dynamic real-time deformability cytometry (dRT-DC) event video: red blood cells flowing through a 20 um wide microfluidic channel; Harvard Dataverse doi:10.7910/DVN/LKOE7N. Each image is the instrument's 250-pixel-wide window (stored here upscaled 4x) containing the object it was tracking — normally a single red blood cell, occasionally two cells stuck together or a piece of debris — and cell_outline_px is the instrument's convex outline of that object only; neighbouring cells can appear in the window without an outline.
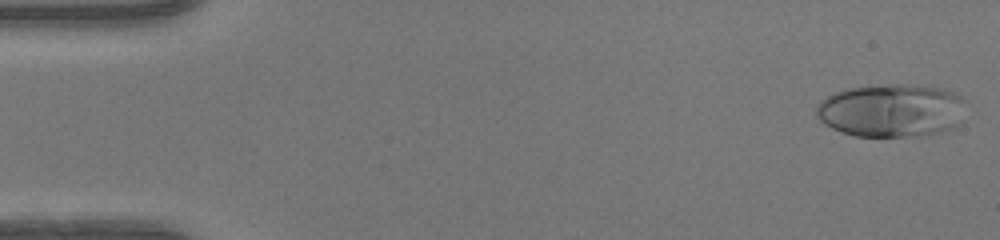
{"species": "human", "species_latin": "Homo sapiens", "temperature_condition": "warm", "stored_images_in_passage": 48, "camera_frame_rate_fps": 3000, "um_per_image_px": 0.085, "donor": {"sex": "female"}, "frame": {"image": 1, "passage_image": 1, "time_ms": 0.0, "image_size_px": [1000, 240], "cell_outline_px": [[968, 100], [960, 124], [956, 128], [924, 136], [856, 136], [840, 132], [824, 124], [816, 116], [816, 104], [820, 100], [836, 92], [848, 88], [896, 84], [900, 84], [944, 88]], "centroid_in_image_um": [75.82, 9.4], "position_along_channel_um": 9.2, "area_um2": 46.93}}
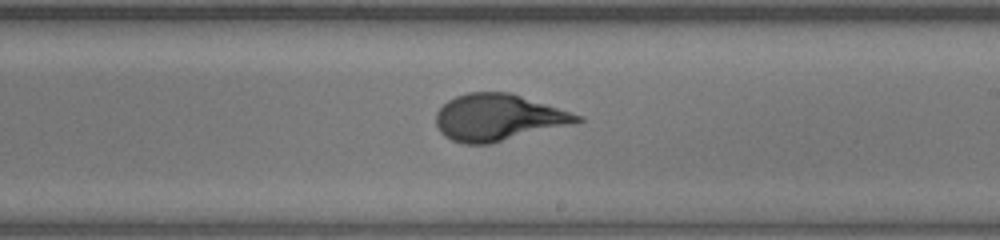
{"frame": {"image": 2, "passage_image": 28, "time_ms": 9.0, "image_size_px": [1000, 240], "cell_outline_px": [[584, 120], [576, 124], [492, 144], [464, 144], [452, 140], [444, 136], [440, 132], [436, 124], [436, 112], [448, 100], [456, 96], [468, 92], [512, 92], [584, 116]], "centroid_in_image_um": [42.4, 10.0], "position_along_channel_um": 246.6, "area_um2": 39.02}}
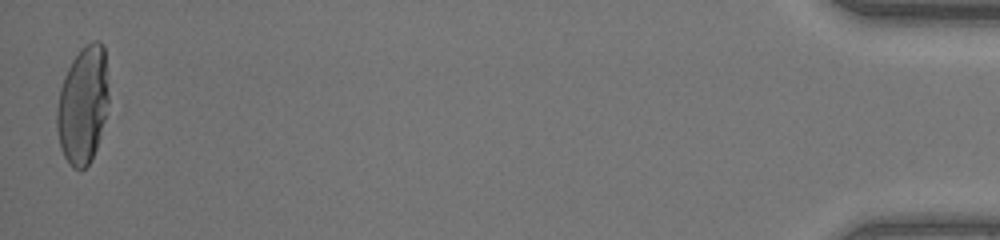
{"frame": {"image": 3, "passage_image": 48, "time_ms": 15.667, "image_size_px": [1000, 240], "cell_outline_px": [[108, 104], [104, 120], [96, 148], [92, 160], [80, 172], [72, 168], [68, 164], [60, 148], [56, 128], [56, 112], [60, 88], [64, 76], [72, 60], [92, 40], [100, 40], [104, 44], [108, 92]], "centroid_in_image_um": [7.03, 8.97], "position_along_channel_um": 428.2, "area_um2": 35.55}, "authors_computed_cell_mechanics": {"area_um2": 38.1191, "velocity_mm_per_s": 4.2086, "shape_relaxation_time_tau1_ms": 5.0558, "shape_relaxation_time_tau2_ms": null, "deformation_change_tau1": 0.2594, "deformation_change_tau2": null}}